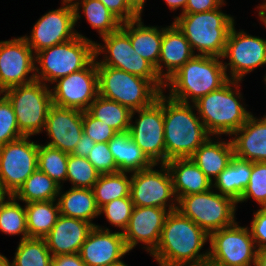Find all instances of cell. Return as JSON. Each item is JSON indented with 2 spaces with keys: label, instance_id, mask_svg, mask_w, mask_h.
Segmentation results:
<instances>
[{
  "label": "cell",
  "instance_id": "6da1fadb",
  "mask_svg": "<svg viewBox=\"0 0 266 266\" xmlns=\"http://www.w3.org/2000/svg\"><path fill=\"white\" fill-rule=\"evenodd\" d=\"M208 238L209 234L204 229L176 209L167 215L160 241L151 255L160 266L203 263L208 261L209 252H199Z\"/></svg>",
  "mask_w": 266,
  "mask_h": 266
},
{
  "label": "cell",
  "instance_id": "7a4b0ae2",
  "mask_svg": "<svg viewBox=\"0 0 266 266\" xmlns=\"http://www.w3.org/2000/svg\"><path fill=\"white\" fill-rule=\"evenodd\" d=\"M229 80L219 57L196 54L166 80L165 87L170 86L171 99L189 103L191 98L194 103Z\"/></svg>",
  "mask_w": 266,
  "mask_h": 266
},
{
  "label": "cell",
  "instance_id": "3957f363",
  "mask_svg": "<svg viewBox=\"0 0 266 266\" xmlns=\"http://www.w3.org/2000/svg\"><path fill=\"white\" fill-rule=\"evenodd\" d=\"M192 107L164 95L166 163L174 158H189L210 136Z\"/></svg>",
  "mask_w": 266,
  "mask_h": 266
},
{
  "label": "cell",
  "instance_id": "277c9868",
  "mask_svg": "<svg viewBox=\"0 0 266 266\" xmlns=\"http://www.w3.org/2000/svg\"><path fill=\"white\" fill-rule=\"evenodd\" d=\"M174 23L183 32L194 52L222 58L234 19L219 8L206 12L181 14Z\"/></svg>",
  "mask_w": 266,
  "mask_h": 266
},
{
  "label": "cell",
  "instance_id": "5b68a950",
  "mask_svg": "<svg viewBox=\"0 0 266 266\" xmlns=\"http://www.w3.org/2000/svg\"><path fill=\"white\" fill-rule=\"evenodd\" d=\"M236 80H229L218 90L200 97L194 102L207 132L210 135L229 134L238 130L250 117L248 112L237 99L241 94L234 93L230 85H238Z\"/></svg>",
  "mask_w": 266,
  "mask_h": 266
},
{
  "label": "cell",
  "instance_id": "8992f818",
  "mask_svg": "<svg viewBox=\"0 0 266 266\" xmlns=\"http://www.w3.org/2000/svg\"><path fill=\"white\" fill-rule=\"evenodd\" d=\"M94 59H96L95 42L83 35H77L67 42L36 53L35 61L40 64V69L35 67V71L39 74H35V78L53 84L61 77L86 68Z\"/></svg>",
  "mask_w": 266,
  "mask_h": 266
},
{
  "label": "cell",
  "instance_id": "52a82bcc",
  "mask_svg": "<svg viewBox=\"0 0 266 266\" xmlns=\"http://www.w3.org/2000/svg\"><path fill=\"white\" fill-rule=\"evenodd\" d=\"M99 95L131 111L151 105L162 93L151 81L123 70L97 65Z\"/></svg>",
  "mask_w": 266,
  "mask_h": 266
},
{
  "label": "cell",
  "instance_id": "ba28073f",
  "mask_svg": "<svg viewBox=\"0 0 266 266\" xmlns=\"http://www.w3.org/2000/svg\"><path fill=\"white\" fill-rule=\"evenodd\" d=\"M16 115L19 131L24 136L38 134L45 128L50 107L53 105L51 90L45 82L35 80L3 91Z\"/></svg>",
  "mask_w": 266,
  "mask_h": 266
},
{
  "label": "cell",
  "instance_id": "9c48e42d",
  "mask_svg": "<svg viewBox=\"0 0 266 266\" xmlns=\"http://www.w3.org/2000/svg\"><path fill=\"white\" fill-rule=\"evenodd\" d=\"M177 210L190 218L208 234L235 224L236 201L231 197L208 190L181 197Z\"/></svg>",
  "mask_w": 266,
  "mask_h": 266
},
{
  "label": "cell",
  "instance_id": "30bf717a",
  "mask_svg": "<svg viewBox=\"0 0 266 266\" xmlns=\"http://www.w3.org/2000/svg\"><path fill=\"white\" fill-rule=\"evenodd\" d=\"M105 47L95 43V57L100 53H109L107 57L97 65L109 66L119 70L126 71L132 75L151 81L161 92L162 87L165 88L163 81L156 72L155 67L146 59L135 53L129 36L120 28L118 31L110 33L102 37Z\"/></svg>",
  "mask_w": 266,
  "mask_h": 266
},
{
  "label": "cell",
  "instance_id": "8fae6325",
  "mask_svg": "<svg viewBox=\"0 0 266 266\" xmlns=\"http://www.w3.org/2000/svg\"><path fill=\"white\" fill-rule=\"evenodd\" d=\"M208 261L217 266H255L258 249L248 227L237 223L209 234ZM211 250V251H210Z\"/></svg>",
  "mask_w": 266,
  "mask_h": 266
},
{
  "label": "cell",
  "instance_id": "7c38bea8",
  "mask_svg": "<svg viewBox=\"0 0 266 266\" xmlns=\"http://www.w3.org/2000/svg\"><path fill=\"white\" fill-rule=\"evenodd\" d=\"M29 136L0 146V192L13 195L38 168L39 144L28 142Z\"/></svg>",
  "mask_w": 266,
  "mask_h": 266
},
{
  "label": "cell",
  "instance_id": "4fadbf2b",
  "mask_svg": "<svg viewBox=\"0 0 266 266\" xmlns=\"http://www.w3.org/2000/svg\"><path fill=\"white\" fill-rule=\"evenodd\" d=\"M65 6L43 15L33 26L31 37L24 36L35 54L42 49L67 42L77 35L73 31L79 18V2L63 0Z\"/></svg>",
  "mask_w": 266,
  "mask_h": 266
},
{
  "label": "cell",
  "instance_id": "5bb4252c",
  "mask_svg": "<svg viewBox=\"0 0 266 266\" xmlns=\"http://www.w3.org/2000/svg\"><path fill=\"white\" fill-rule=\"evenodd\" d=\"M134 112L139 113V119L134 125L130 124V137L154 164L160 160V164H165L163 92L151 105L132 111V117Z\"/></svg>",
  "mask_w": 266,
  "mask_h": 266
},
{
  "label": "cell",
  "instance_id": "9a60e30c",
  "mask_svg": "<svg viewBox=\"0 0 266 266\" xmlns=\"http://www.w3.org/2000/svg\"><path fill=\"white\" fill-rule=\"evenodd\" d=\"M94 59L86 68L56 80L51 91L54 105L87 111L99 95L97 64Z\"/></svg>",
  "mask_w": 266,
  "mask_h": 266
},
{
  "label": "cell",
  "instance_id": "2e32d148",
  "mask_svg": "<svg viewBox=\"0 0 266 266\" xmlns=\"http://www.w3.org/2000/svg\"><path fill=\"white\" fill-rule=\"evenodd\" d=\"M224 68L230 66V80L241 81L242 77L256 67L266 64V40L247 35L245 32H237L234 26L231 28L225 51L222 58H228Z\"/></svg>",
  "mask_w": 266,
  "mask_h": 266
},
{
  "label": "cell",
  "instance_id": "e0dca14e",
  "mask_svg": "<svg viewBox=\"0 0 266 266\" xmlns=\"http://www.w3.org/2000/svg\"><path fill=\"white\" fill-rule=\"evenodd\" d=\"M32 54L24 36L0 41V88L3 91L36 80L35 73L26 78L31 71H35V55Z\"/></svg>",
  "mask_w": 266,
  "mask_h": 266
},
{
  "label": "cell",
  "instance_id": "ac0fdd59",
  "mask_svg": "<svg viewBox=\"0 0 266 266\" xmlns=\"http://www.w3.org/2000/svg\"><path fill=\"white\" fill-rule=\"evenodd\" d=\"M154 164L131 175L130 196L134 206L159 207L166 209L170 197H176L173 191L172 177L166 164L162 171L153 170ZM165 171V172H164Z\"/></svg>",
  "mask_w": 266,
  "mask_h": 266
},
{
  "label": "cell",
  "instance_id": "d6986e66",
  "mask_svg": "<svg viewBox=\"0 0 266 266\" xmlns=\"http://www.w3.org/2000/svg\"><path fill=\"white\" fill-rule=\"evenodd\" d=\"M168 206V211L159 207H133L129 224L122 232L129 251L139 243L138 241L147 244L148 247L145 248L150 254L156 249L167 215L177 209L173 203Z\"/></svg>",
  "mask_w": 266,
  "mask_h": 266
},
{
  "label": "cell",
  "instance_id": "ffe728a7",
  "mask_svg": "<svg viewBox=\"0 0 266 266\" xmlns=\"http://www.w3.org/2000/svg\"><path fill=\"white\" fill-rule=\"evenodd\" d=\"M96 225L81 245L79 255L86 266H113L129 252L122 232L110 233Z\"/></svg>",
  "mask_w": 266,
  "mask_h": 266
},
{
  "label": "cell",
  "instance_id": "44dd1931",
  "mask_svg": "<svg viewBox=\"0 0 266 266\" xmlns=\"http://www.w3.org/2000/svg\"><path fill=\"white\" fill-rule=\"evenodd\" d=\"M44 129L52 138L46 145L71 154L83 134V111L53 104Z\"/></svg>",
  "mask_w": 266,
  "mask_h": 266
},
{
  "label": "cell",
  "instance_id": "7402d4cb",
  "mask_svg": "<svg viewBox=\"0 0 266 266\" xmlns=\"http://www.w3.org/2000/svg\"><path fill=\"white\" fill-rule=\"evenodd\" d=\"M95 226L81 219L59 215L56 224L44 239L53 257L76 254Z\"/></svg>",
  "mask_w": 266,
  "mask_h": 266
},
{
  "label": "cell",
  "instance_id": "603a6c76",
  "mask_svg": "<svg viewBox=\"0 0 266 266\" xmlns=\"http://www.w3.org/2000/svg\"><path fill=\"white\" fill-rule=\"evenodd\" d=\"M234 156L252 162H266V116L248 120L233 133ZM241 134V135H240ZM240 135V136H238Z\"/></svg>",
  "mask_w": 266,
  "mask_h": 266
},
{
  "label": "cell",
  "instance_id": "cb8c5ba5",
  "mask_svg": "<svg viewBox=\"0 0 266 266\" xmlns=\"http://www.w3.org/2000/svg\"><path fill=\"white\" fill-rule=\"evenodd\" d=\"M194 54L195 53L185 35L173 22L171 26L163 28L161 53L158 65L155 68L157 74L163 81H166L187 61H189ZM159 62H164V65L167 68L165 74L162 73V65Z\"/></svg>",
  "mask_w": 266,
  "mask_h": 266
},
{
  "label": "cell",
  "instance_id": "d4e9b609",
  "mask_svg": "<svg viewBox=\"0 0 266 266\" xmlns=\"http://www.w3.org/2000/svg\"><path fill=\"white\" fill-rule=\"evenodd\" d=\"M165 164L172 177L176 201L183 196L212 189V181L190 158H174Z\"/></svg>",
  "mask_w": 266,
  "mask_h": 266
},
{
  "label": "cell",
  "instance_id": "484cf974",
  "mask_svg": "<svg viewBox=\"0 0 266 266\" xmlns=\"http://www.w3.org/2000/svg\"><path fill=\"white\" fill-rule=\"evenodd\" d=\"M121 29L129 36L135 53H138L156 68L161 53L163 28L159 30L158 27L144 26L140 16L135 20L122 23Z\"/></svg>",
  "mask_w": 266,
  "mask_h": 266
},
{
  "label": "cell",
  "instance_id": "4316f807",
  "mask_svg": "<svg viewBox=\"0 0 266 266\" xmlns=\"http://www.w3.org/2000/svg\"><path fill=\"white\" fill-rule=\"evenodd\" d=\"M108 147L119 172H138L154 165L143 150L132 140L129 131L117 132L108 142Z\"/></svg>",
  "mask_w": 266,
  "mask_h": 266
},
{
  "label": "cell",
  "instance_id": "83f0119b",
  "mask_svg": "<svg viewBox=\"0 0 266 266\" xmlns=\"http://www.w3.org/2000/svg\"><path fill=\"white\" fill-rule=\"evenodd\" d=\"M209 137L189 158L211 180L216 178L234 157L232 141L212 142Z\"/></svg>",
  "mask_w": 266,
  "mask_h": 266
},
{
  "label": "cell",
  "instance_id": "f1b7e54d",
  "mask_svg": "<svg viewBox=\"0 0 266 266\" xmlns=\"http://www.w3.org/2000/svg\"><path fill=\"white\" fill-rule=\"evenodd\" d=\"M60 215L91 223L100 215L93 189L72 187L58 198Z\"/></svg>",
  "mask_w": 266,
  "mask_h": 266
},
{
  "label": "cell",
  "instance_id": "f546056e",
  "mask_svg": "<svg viewBox=\"0 0 266 266\" xmlns=\"http://www.w3.org/2000/svg\"><path fill=\"white\" fill-rule=\"evenodd\" d=\"M252 172V161L233 157L228 166L215 178V188L222 195L231 197L236 202L241 198L248 185Z\"/></svg>",
  "mask_w": 266,
  "mask_h": 266
},
{
  "label": "cell",
  "instance_id": "4dcf8cb0",
  "mask_svg": "<svg viewBox=\"0 0 266 266\" xmlns=\"http://www.w3.org/2000/svg\"><path fill=\"white\" fill-rule=\"evenodd\" d=\"M56 200L26 203L25 212L29 238H44L56 224L60 215Z\"/></svg>",
  "mask_w": 266,
  "mask_h": 266
},
{
  "label": "cell",
  "instance_id": "1f68e13d",
  "mask_svg": "<svg viewBox=\"0 0 266 266\" xmlns=\"http://www.w3.org/2000/svg\"><path fill=\"white\" fill-rule=\"evenodd\" d=\"M61 187V185L37 168L13 196L17 198L16 200L19 199L25 203L56 200V197L61 195Z\"/></svg>",
  "mask_w": 266,
  "mask_h": 266
},
{
  "label": "cell",
  "instance_id": "d6a6232c",
  "mask_svg": "<svg viewBox=\"0 0 266 266\" xmlns=\"http://www.w3.org/2000/svg\"><path fill=\"white\" fill-rule=\"evenodd\" d=\"M87 111L98 120L111 126L117 132L129 130L132 111L122 104L98 95Z\"/></svg>",
  "mask_w": 266,
  "mask_h": 266
},
{
  "label": "cell",
  "instance_id": "836d02e7",
  "mask_svg": "<svg viewBox=\"0 0 266 266\" xmlns=\"http://www.w3.org/2000/svg\"><path fill=\"white\" fill-rule=\"evenodd\" d=\"M125 172L99 175L93 186L97 207L117 199L130 196L131 178Z\"/></svg>",
  "mask_w": 266,
  "mask_h": 266
},
{
  "label": "cell",
  "instance_id": "e575fe53",
  "mask_svg": "<svg viewBox=\"0 0 266 266\" xmlns=\"http://www.w3.org/2000/svg\"><path fill=\"white\" fill-rule=\"evenodd\" d=\"M11 266H52V255L44 238L20 240Z\"/></svg>",
  "mask_w": 266,
  "mask_h": 266
},
{
  "label": "cell",
  "instance_id": "d590c367",
  "mask_svg": "<svg viewBox=\"0 0 266 266\" xmlns=\"http://www.w3.org/2000/svg\"><path fill=\"white\" fill-rule=\"evenodd\" d=\"M5 196L0 198V230L8 235L23 234L21 240L29 238L25 207L13 195H8L9 201H5Z\"/></svg>",
  "mask_w": 266,
  "mask_h": 266
},
{
  "label": "cell",
  "instance_id": "8d00e7d4",
  "mask_svg": "<svg viewBox=\"0 0 266 266\" xmlns=\"http://www.w3.org/2000/svg\"><path fill=\"white\" fill-rule=\"evenodd\" d=\"M83 12L92 28L100 36L109 35L121 28L122 22L99 0H82Z\"/></svg>",
  "mask_w": 266,
  "mask_h": 266
},
{
  "label": "cell",
  "instance_id": "74e56055",
  "mask_svg": "<svg viewBox=\"0 0 266 266\" xmlns=\"http://www.w3.org/2000/svg\"><path fill=\"white\" fill-rule=\"evenodd\" d=\"M68 155L69 154L48 145H39L37 160L38 169L60 185L61 180L66 181Z\"/></svg>",
  "mask_w": 266,
  "mask_h": 266
},
{
  "label": "cell",
  "instance_id": "f35d334b",
  "mask_svg": "<svg viewBox=\"0 0 266 266\" xmlns=\"http://www.w3.org/2000/svg\"><path fill=\"white\" fill-rule=\"evenodd\" d=\"M99 175L87 158L68 155L66 180H69L73 187L93 189Z\"/></svg>",
  "mask_w": 266,
  "mask_h": 266
},
{
  "label": "cell",
  "instance_id": "ab89813d",
  "mask_svg": "<svg viewBox=\"0 0 266 266\" xmlns=\"http://www.w3.org/2000/svg\"><path fill=\"white\" fill-rule=\"evenodd\" d=\"M255 199L260 206H266V162H252V172L247 187L241 198L237 201L244 202L249 198Z\"/></svg>",
  "mask_w": 266,
  "mask_h": 266
},
{
  "label": "cell",
  "instance_id": "60d3db41",
  "mask_svg": "<svg viewBox=\"0 0 266 266\" xmlns=\"http://www.w3.org/2000/svg\"><path fill=\"white\" fill-rule=\"evenodd\" d=\"M24 137L19 131L15 112L5 96L0 97V146Z\"/></svg>",
  "mask_w": 266,
  "mask_h": 266
},
{
  "label": "cell",
  "instance_id": "b9f144b4",
  "mask_svg": "<svg viewBox=\"0 0 266 266\" xmlns=\"http://www.w3.org/2000/svg\"><path fill=\"white\" fill-rule=\"evenodd\" d=\"M131 196L117 198L99 209V213H105L107 220L116 227L125 230L133 210Z\"/></svg>",
  "mask_w": 266,
  "mask_h": 266
},
{
  "label": "cell",
  "instance_id": "7bdbcfd3",
  "mask_svg": "<svg viewBox=\"0 0 266 266\" xmlns=\"http://www.w3.org/2000/svg\"><path fill=\"white\" fill-rule=\"evenodd\" d=\"M87 159L92 163L100 175L119 172L115 159L108 147V143H95V146L88 154Z\"/></svg>",
  "mask_w": 266,
  "mask_h": 266
},
{
  "label": "cell",
  "instance_id": "ee69618b",
  "mask_svg": "<svg viewBox=\"0 0 266 266\" xmlns=\"http://www.w3.org/2000/svg\"><path fill=\"white\" fill-rule=\"evenodd\" d=\"M83 133L95 143H108L117 133L111 126L83 111Z\"/></svg>",
  "mask_w": 266,
  "mask_h": 266
},
{
  "label": "cell",
  "instance_id": "f6af8a7d",
  "mask_svg": "<svg viewBox=\"0 0 266 266\" xmlns=\"http://www.w3.org/2000/svg\"><path fill=\"white\" fill-rule=\"evenodd\" d=\"M101 1L122 23L135 20L141 15L131 6L128 0H99Z\"/></svg>",
  "mask_w": 266,
  "mask_h": 266
},
{
  "label": "cell",
  "instance_id": "bcb514c9",
  "mask_svg": "<svg viewBox=\"0 0 266 266\" xmlns=\"http://www.w3.org/2000/svg\"><path fill=\"white\" fill-rule=\"evenodd\" d=\"M253 216L250 229L252 238L258 243L255 244L259 246L258 250L266 248V206H262Z\"/></svg>",
  "mask_w": 266,
  "mask_h": 266
},
{
  "label": "cell",
  "instance_id": "7dc6e473",
  "mask_svg": "<svg viewBox=\"0 0 266 266\" xmlns=\"http://www.w3.org/2000/svg\"><path fill=\"white\" fill-rule=\"evenodd\" d=\"M224 0H188L184 13L193 14L220 8Z\"/></svg>",
  "mask_w": 266,
  "mask_h": 266
},
{
  "label": "cell",
  "instance_id": "c3c4849f",
  "mask_svg": "<svg viewBox=\"0 0 266 266\" xmlns=\"http://www.w3.org/2000/svg\"><path fill=\"white\" fill-rule=\"evenodd\" d=\"M52 266H86L79 253L52 257Z\"/></svg>",
  "mask_w": 266,
  "mask_h": 266
},
{
  "label": "cell",
  "instance_id": "681fc988",
  "mask_svg": "<svg viewBox=\"0 0 266 266\" xmlns=\"http://www.w3.org/2000/svg\"><path fill=\"white\" fill-rule=\"evenodd\" d=\"M94 146L95 142L88 135L83 133L71 154L87 158Z\"/></svg>",
  "mask_w": 266,
  "mask_h": 266
},
{
  "label": "cell",
  "instance_id": "f907efd6",
  "mask_svg": "<svg viewBox=\"0 0 266 266\" xmlns=\"http://www.w3.org/2000/svg\"><path fill=\"white\" fill-rule=\"evenodd\" d=\"M167 5L171 8V10H175L178 7H182L181 9L183 10L182 13H184L186 4L188 0H165Z\"/></svg>",
  "mask_w": 266,
  "mask_h": 266
},
{
  "label": "cell",
  "instance_id": "816d5d0a",
  "mask_svg": "<svg viewBox=\"0 0 266 266\" xmlns=\"http://www.w3.org/2000/svg\"><path fill=\"white\" fill-rule=\"evenodd\" d=\"M255 266H266V248L257 251Z\"/></svg>",
  "mask_w": 266,
  "mask_h": 266
},
{
  "label": "cell",
  "instance_id": "f5cc1de1",
  "mask_svg": "<svg viewBox=\"0 0 266 266\" xmlns=\"http://www.w3.org/2000/svg\"><path fill=\"white\" fill-rule=\"evenodd\" d=\"M128 2L141 15L145 0H128Z\"/></svg>",
  "mask_w": 266,
  "mask_h": 266
},
{
  "label": "cell",
  "instance_id": "db71d44e",
  "mask_svg": "<svg viewBox=\"0 0 266 266\" xmlns=\"http://www.w3.org/2000/svg\"><path fill=\"white\" fill-rule=\"evenodd\" d=\"M261 10L259 11V17L260 20L264 23V25L266 26V11L262 8L259 7Z\"/></svg>",
  "mask_w": 266,
  "mask_h": 266
},
{
  "label": "cell",
  "instance_id": "11a10c76",
  "mask_svg": "<svg viewBox=\"0 0 266 266\" xmlns=\"http://www.w3.org/2000/svg\"><path fill=\"white\" fill-rule=\"evenodd\" d=\"M0 266H11L9 260L0 254Z\"/></svg>",
  "mask_w": 266,
  "mask_h": 266
},
{
  "label": "cell",
  "instance_id": "9f6ffc18",
  "mask_svg": "<svg viewBox=\"0 0 266 266\" xmlns=\"http://www.w3.org/2000/svg\"><path fill=\"white\" fill-rule=\"evenodd\" d=\"M188 266H217L216 264L211 263L210 261H205L203 263H199V264H191Z\"/></svg>",
  "mask_w": 266,
  "mask_h": 266
},
{
  "label": "cell",
  "instance_id": "6f0895ef",
  "mask_svg": "<svg viewBox=\"0 0 266 266\" xmlns=\"http://www.w3.org/2000/svg\"><path fill=\"white\" fill-rule=\"evenodd\" d=\"M113 266H127V265H125V263L122 261L121 263L113 265Z\"/></svg>",
  "mask_w": 266,
  "mask_h": 266
},
{
  "label": "cell",
  "instance_id": "680465c9",
  "mask_svg": "<svg viewBox=\"0 0 266 266\" xmlns=\"http://www.w3.org/2000/svg\"><path fill=\"white\" fill-rule=\"evenodd\" d=\"M261 7L266 11V2L262 4Z\"/></svg>",
  "mask_w": 266,
  "mask_h": 266
},
{
  "label": "cell",
  "instance_id": "91938a15",
  "mask_svg": "<svg viewBox=\"0 0 266 266\" xmlns=\"http://www.w3.org/2000/svg\"><path fill=\"white\" fill-rule=\"evenodd\" d=\"M3 94V90L0 88V95Z\"/></svg>",
  "mask_w": 266,
  "mask_h": 266
}]
</instances>
